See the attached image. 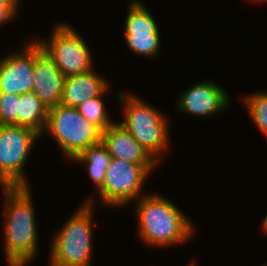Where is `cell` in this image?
Returning a JSON list of instances; mask_svg holds the SVG:
<instances>
[{"mask_svg":"<svg viewBox=\"0 0 267 266\" xmlns=\"http://www.w3.org/2000/svg\"><path fill=\"white\" fill-rule=\"evenodd\" d=\"M152 190L131 204L139 243L153 250L189 245L196 237V222L178 207V203Z\"/></svg>","mask_w":267,"mask_h":266,"instance_id":"obj_1","label":"cell"},{"mask_svg":"<svg viewBox=\"0 0 267 266\" xmlns=\"http://www.w3.org/2000/svg\"><path fill=\"white\" fill-rule=\"evenodd\" d=\"M33 188L14 187L1 195V236L7 266H32L38 260L40 233Z\"/></svg>","mask_w":267,"mask_h":266,"instance_id":"obj_2","label":"cell"},{"mask_svg":"<svg viewBox=\"0 0 267 266\" xmlns=\"http://www.w3.org/2000/svg\"><path fill=\"white\" fill-rule=\"evenodd\" d=\"M122 89L115 103L121 105L122 115L117 121L135 138L147 153L159 164L165 165L171 152L172 118L158 110L154 103L138 94ZM122 118V120H121Z\"/></svg>","mask_w":267,"mask_h":266,"instance_id":"obj_3","label":"cell"},{"mask_svg":"<svg viewBox=\"0 0 267 266\" xmlns=\"http://www.w3.org/2000/svg\"><path fill=\"white\" fill-rule=\"evenodd\" d=\"M80 203L63 225L54 229L47 251V266H93L94 215L98 207Z\"/></svg>","mask_w":267,"mask_h":266,"instance_id":"obj_4","label":"cell"},{"mask_svg":"<svg viewBox=\"0 0 267 266\" xmlns=\"http://www.w3.org/2000/svg\"><path fill=\"white\" fill-rule=\"evenodd\" d=\"M160 165H138L117 158H111L106 169L103 187L87 202L98 208L124 209L144 196L146 183ZM99 204V206H97ZM129 205V206H128Z\"/></svg>","mask_w":267,"mask_h":266,"instance_id":"obj_5","label":"cell"},{"mask_svg":"<svg viewBox=\"0 0 267 266\" xmlns=\"http://www.w3.org/2000/svg\"><path fill=\"white\" fill-rule=\"evenodd\" d=\"M50 35L33 37L44 53L53 61L64 77L86 73L95 68L93 49L75 26L67 21L52 25Z\"/></svg>","mask_w":267,"mask_h":266,"instance_id":"obj_6","label":"cell"},{"mask_svg":"<svg viewBox=\"0 0 267 266\" xmlns=\"http://www.w3.org/2000/svg\"><path fill=\"white\" fill-rule=\"evenodd\" d=\"M52 139L64 162H71L89 145L101 141L102 132L88 122L75 107L58 104L48 109L41 139Z\"/></svg>","mask_w":267,"mask_h":266,"instance_id":"obj_7","label":"cell"},{"mask_svg":"<svg viewBox=\"0 0 267 266\" xmlns=\"http://www.w3.org/2000/svg\"><path fill=\"white\" fill-rule=\"evenodd\" d=\"M40 140L41 135L32 129L0 125V172L14 187L32 186L25 167Z\"/></svg>","mask_w":267,"mask_h":266,"instance_id":"obj_8","label":"cell"},{"mask_svg":"<svg viewBox=\"0 0 267 266\" xmlns=\"http://www.w3.org/2000/svg\"><path fill=\"white\" fill-rule=\"evenodd\" d=\"M142 0H129L124 18V41L131 55L156 60L163 54L159 22Z\"/></svg>","mask_w":267,"mask_h":266,"instance_id":"obj_9","label":"cell"},{"mask_svg":"<svg viewBox=\"0 0 267 266\" xmlns=\"http://www.w3.org/2000/svg\"><path fill=\"white\" fill-rule=\"evenodd\" d=\"M220 83L205 78L184 87L175 98L174 109L187 117L211 120L223 115L230 109L232 98ZM223 113V114H222ZM211 117V118H210Z\"/></svg>","mask_w":267,"mask_h":266,"instance_id":"obj_10","label":"cell"},{"mask_svg":"<svg viewBox=\"0 0 267 266\" xmlns=\"http://www.w3.org/2000/svg\"><path fill=\"white\" fill-rule=\"evenodd\" d=\"M26 36L23 45L0 56V93L22 95L34 90L33 69L35 58L43 51L32 36ZM28 40V41H27Z\"/></svg>","mask_w":267,"mask_h":266,"instance_id":"obj_11","label":"cell"},{"mask_svg":"<svg viewBox=\"0 0 267 266\" xmlns=\"http://www.w3.org/2000/svg\"><path fill=\"white\" fill-rule=\"evenodd\" d=\"M101 141L112 158L138 165H159L117 120L102 132Z\"/></svg>","mask_w":267,"mask_h":266,"instance_id":"obj_12","label":"cell"},{"mask_svg":"<svg viewBox=\"0 0 267 266\" xmlns=\"http://www.w3.org/2000/svg\"><path fill=\"white\" fill-rule=\"evenodd\" d=\"M64 78L44 51L35 58L33 92L47 109L61 103Z\"/></svg>","mask_w":267,"mask_h":266,"instance_id":"obj_13","label":"cell"},{"mask_svg":"<svg viewBox=\"0 0 267 266\" xmlns=\"http://www.w3.org/2000/svg\"><path fill=\"white\" fill-rule=\"evenodd\" d=\"M94 69L64 78L61 104L77 108L85 101L100 96L112 83L105 72Z\"/></svg>","mask_w":267,"mask_h":266,"instance_id":"obj_14","label":"cell"},{"mask_svg":"<svg viewBox=\"0 0 267 266\" xmlns=\"http://www.w3.org/2000/svg\"><path fill=\"white\" fill-rule=\"evenodd\" d=\"M111 158L105 144L99 141L89 145L69 162L71 166L73 164L83 165L82 167H85L84 171H86V175L92 181L91 185L93 184L95 187L93 188V192L90 195L87 194V197H84L81 202H88L93 197V194L95 195L103 187L106 169L110 164Z\"/></svg>","mask_w":267,"mask_h":266,"instance_id":"obj_15","label":"cell"},{"mask_svg":"<svg viewBox=\"0 0 267 266\" xmlns=\"http://www.w3.org/2000/svg\"><path fill=\"white\" fill-rule=\"evenodd\" d=\"M113 87L114 86L111 83V85L100 96L91 98L77 107L79 113L88 122L96 126L101 132L105 131L112 123L117 120V118L115 119L114 117L113 119V117L110 116L109 107L106 104L107 102H105L106 97H110L109 93L110 95L112 94V97L114 99L113 101L118 100L119 94L122 89L119 90L118 88L114 91V93L112 92Z\"/></svg>","mask_w":267,"mask_h":266,"instance_id":"obj_16","label":"cell"},{"mask_svg":"<svg viewBox=\"0 0 267 266\" xmlns=\"http://www.w3.org/2000/svg\"><path fill=\"white\" fill-rule=\"evenodd\" d=\"M48 109L34 94L24 93L19 101V126L34 130L42 135L47 123Z\"/></svg>","mask_w":267,"mask_h":266,"instance_id":"obj_17","label":"cell"},{"mask_svg":"<svg viewBox=\"0 0 267 266\" xmlns=\"http://www.w3.org/2000/svg\"><path fill=\"white\" fill-rule=\"evenodd\" d=\"M241 96L238 98H241L240 102L245 107L253 126H256L258 132L267 140V89L247 92Z\"/></svg>","mask_w":267,"mask_h":266,"instance_id":"obj_18","label":"cell"},{"mask_svg":"<svg viewBox=\"0 0 267 266\" xmlns=\"http://www.w3.org/2000/svg\"><path fill=\"white\" fill-rule=\"evenodd\" d=\"M20 95L0 93V125L19 126Z\"/></svg>","mask_w":267,"mask_h":266,"instance_id":"obj_19","label":"cell"},{"mask_svg":"<svg viewBox=\"0 0 267 266\" xmlns=\"http://www.w3.org/2000/svg\"><path fill=\"white\" fill-rule=\"evenodd\" d=\"M20 7L14 0H0V29L10 22L18 21Z\"/></svg>","mask_w":267,"mask_h":266,"instance_id":"obj_20","label":"cell"},{"mask_svg":"<svg viewBox=\"0 0 267 266\" xmlns=\"http://www.w3.org/2000/svg\"><path fill=\"white\" fill-rule=\"evenodd\" d=\"M0 191L1 193L10 191L14 188V186L2 175L0 172Z\"/></svg>","mask_w":267,"mask_h":266,"instance_id":"obj_21","label":"cell"},{"mask_svg":"<svg viewBox=\"0 0 267 266\" xmlns=\"http://www.w3.org/2000/svg\"><path fill=\"white\" fill-rule=\"evenodd\" d=\"M260 233L263 234L264 236H267V213L264 215V217L261 219L260 223ZM267 238V237H265Z\"/></svg>","mask_w":267,"mask_h":266,"instance_id":"obj_22","label":"cell"},{"mask_svg":"<svg viewBox=\"0 0 267 266\" xmlns=\"http://www.w3.org/2000/svg\"><path fill=\"white\" fill-rule=\"evenodd\" d=\"M250 1L252 4H257V5H265L267 4V0H246Z\"/></svg>","mask_w":267,"mask_h":266,"instance_id":"obj_23","label":"cell"},{"mask_svg":"<svg viewBox=\"0 0 267 266\" xmlns=\"http://www.w3.org/2000/svg\"><path fill=\"white\" fill-rule=\"evenodd\" d=\"M195 260V261H194ZM190 262V263H189ZM189 262H188V264L187 265H185V266H197L196 264V262H197V260L196 259H193L192 261H190L189 260Z\"/></svg>","mask_w":267,"mask_h":266,"instance_id":"obj_24","label":"cell"},{"mask_svg":"<svg viewBox=\"0 0 267 266\" xmlns=\"http://www.w3.org/2000/svg\"><path fill=\"white\" fill-rule=\"evenodd\" d=\"M20 7H21V5L23 4L22 2H23V0H14Z\"/></svg>","mask_w":267,"mask_h":266,"instance_id":"obj_25","label":"cell"},{"mask_svg":"<svg viewBox=\"0 0 267 266\" xmlns=\"http://www.w3.org/2000/svg\"><path fill=\"white\" fill-rule=\"evenodd\" d=\"M259 266H267V264H266V263H264V264H261V265H259Z\"/></svg>","mask_w":267,"mask_h":266,"instance_id":"obj_26","label":"cell"}]
</instances>
